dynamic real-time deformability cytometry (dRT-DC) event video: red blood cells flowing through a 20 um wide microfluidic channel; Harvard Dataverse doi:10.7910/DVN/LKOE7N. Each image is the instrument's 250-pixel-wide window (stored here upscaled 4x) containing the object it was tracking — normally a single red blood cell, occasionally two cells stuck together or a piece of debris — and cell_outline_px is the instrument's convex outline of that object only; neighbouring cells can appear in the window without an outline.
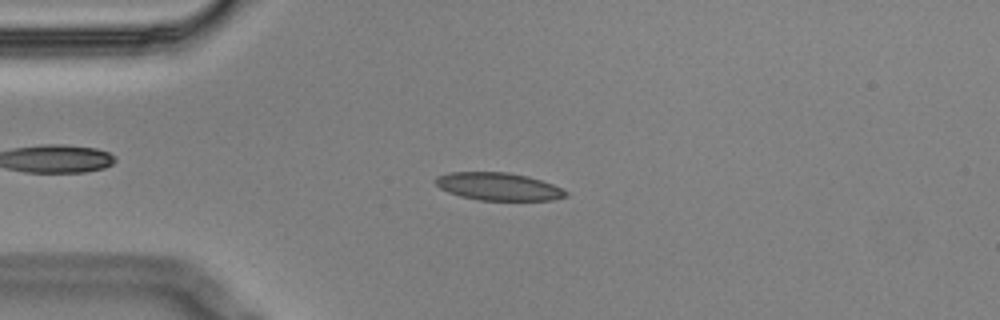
{"species": "Egyptian fruit bat (a non-hibernating species)", "species_latin": "Rousettus aegyptiacus", "temperature_condition": "cold", "stored_images_in_passage": 6, "camera_frame_rate_fps": 3000, "um_per_image_px": 0.085, "animal": {"sex": "male"}, "frame": {"image": 1, "passage_image": 4, "time_ms": 1.0, "image_size_px": [1000, 320], "cell_outline_px": [[568, 196], [552, 200], [480, 200], [460, 196], [448, 192], [440, 188], [436, 184], [436, 176], [448, 172], [508, 172], [528, 176], [552, 184], [568, 192]], "centroid_in_image_um": [42.36, 15.85], "position_along_channel_um": 42.6, "area_um2": 20.98}}
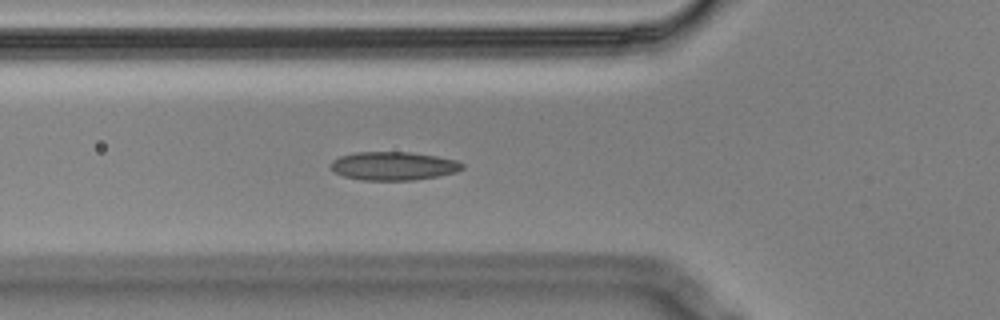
{"frame": {"image": 2, "passage_image": 6, "time_ms": 1.667, "image_size_px": [1000, 320], "cell_outline_px": [[464, 168], [456, 172], [436, 176], [412, 180], [360, 180], [344, 176], [336, 172], [328, 164], [332, 160], [340, 156], [356, 152], [408, 152], [436, 156], [456, 160], [464, 164]], "centroid_in_image_um": [33.43, 14.1], "position_along_channel_um": 92.4, "area_um2": 21.73}}